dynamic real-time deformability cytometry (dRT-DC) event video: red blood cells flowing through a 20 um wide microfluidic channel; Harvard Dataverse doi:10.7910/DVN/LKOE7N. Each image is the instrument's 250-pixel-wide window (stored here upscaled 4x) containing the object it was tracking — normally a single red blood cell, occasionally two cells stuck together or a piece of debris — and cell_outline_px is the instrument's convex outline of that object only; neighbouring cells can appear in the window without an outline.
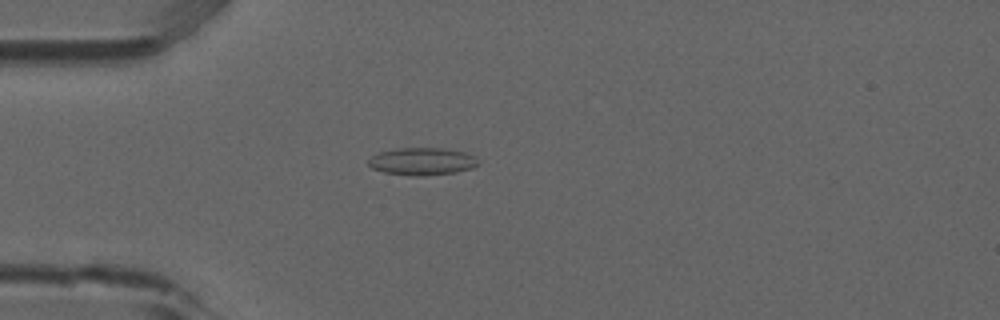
{"species": "common noctule bat (a hibernating species)", "species_latin": "Nyctalus noctula", "temperature_condition": "room temperature", "stored_images_in_passage": 3, "camera_frame_rate_fps": 3000, "um_per_image_px": 0.085, "animal": {"sex": "male", "forearm_length_mm": 52.5}, "frame": {"image": 1, "passage_image": 2, "time_ms": 0.333, "image_size_px": [1000, 320], "cell_outline_px": [[480, 164], [472, 168], [456, 172], [424, 176], [416, 176], [384, 172], [372, 168], [368, 164], [368, 160], [372, 156], [380, 152], [400, 148], [444, 148], [464, 152], [476, 156]], "centroid_in_image_um": [35.92, 13.72], "position_along_channel_um": 49.1, "area_um2": 17.57}}